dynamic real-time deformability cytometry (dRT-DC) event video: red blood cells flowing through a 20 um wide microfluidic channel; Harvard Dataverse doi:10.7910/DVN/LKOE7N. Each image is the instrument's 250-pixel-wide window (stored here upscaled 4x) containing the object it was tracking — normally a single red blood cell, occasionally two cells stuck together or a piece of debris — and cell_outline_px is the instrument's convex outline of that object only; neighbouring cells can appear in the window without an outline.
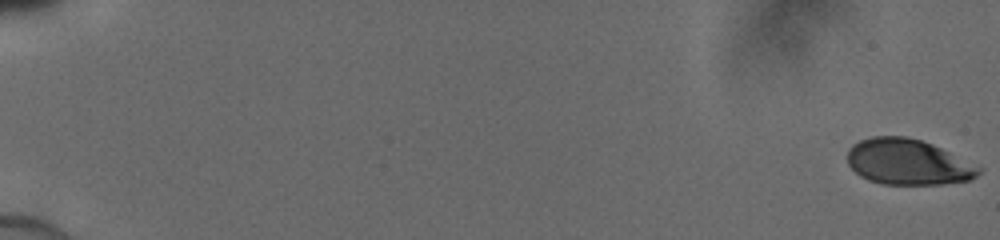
{"species": "human", "species_latin": "Homo sapiens", "temperature_condition": "cold", "stored_images_in_passage": 50, "camera_frame_rate_fps": 3000, "um_per_image_px": 0.085, "donor": {"sex": "male"}, "frame": {"image": 1, "passage_image": 1, "time_ms": 0.0, "image_size_px": [1000, 240], "cell_outline_px": [[984, 168], [976, 176], [968, 180], [944, 184], [884, 184], [868, 180], [860, 176], [848, 164], [848, 148], [852, 144], [860, 140], [872, 136], [904, 136], [920, 140], [932, 144]], "centroid_in_image_um": [77.16, 13.77], "position_along_channel_um": 7.8, "area_um2": 34.91}}
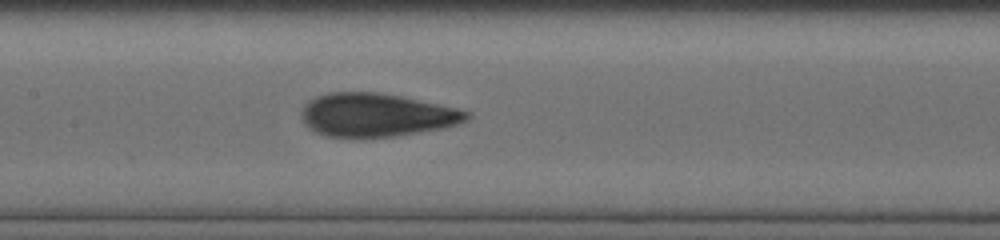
{"frame": {"image": 2, "passage_image": 28, "time_ms": 9.0, "image_size_px": [1000, 240], "cell_outline_px": [[472, 116], [468, 120], [456, 124], [440, 128], [392, 136], [328, 136], [316, 132], [308, 128], [304, 124], [304, 104], [308, 100], [316, 96], [328, 92], [380, 92], [400, 96], [456, 108], [472, 112]], "centroid_in_image_um": [32.0, 9.75], "position_along_channel_um": 175.4, "area_um2": 41.1}}
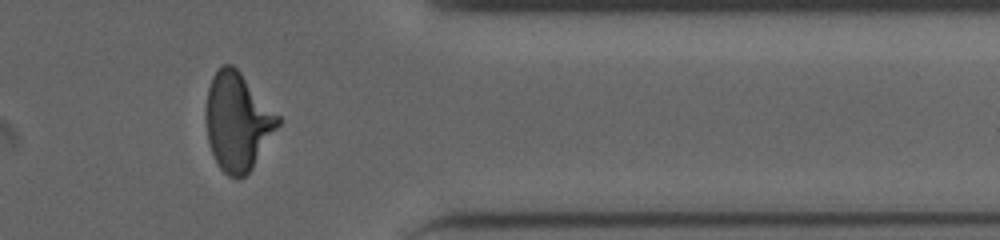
{"frame": {"image": 3, "passage_image": 44, "time_ms": 14.333, "image_size_px": [1000, 240], "cell_outline_px": [[280, 124], [252, 168], [244, 176], [236, 180], [228, 176], [220, 168], [212, 152], [208, 140], [204, 116], [208, 88], [212, 76], [224, 64], [232, 64], [240, 72], [280, 116]], "centroid_in_image_um": [20.18, 10.34], "position_along_channel_um": 391.2, "area_um2": 40.98}}